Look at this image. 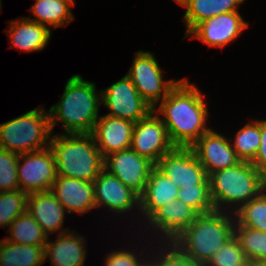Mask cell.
Listing matches in <instances>:
<instances>
[{
    "label": "cell",
    "mask_w": 266,
    "mask_h": 266,
    "mask_svg": "<svg viewBox=\"0 0 266 266\" xmlns=\"http://www.w3.org/2000/svg\"><path fill=\"white\" fill-rule=\"evenodd\" d=\"M246 0H186L180 6L186 8L183 22L186 35L199 23L226 12L238 11Z\"/></svg>",
    "instance_id": "obj_23"
},
{
    "label": "cell",
    "mask_w": 266,
    "mask_h": 266,
    "mask_svg": "<svg viewBox=\"0 0 266 266\" xmlns=\"http://www.w3.org/2000/svg\"><path fill=\"white\" fill-rule=\"evenodd\" d=\"M201 90L186 78L153 109L163 120L170 141L179 147H191L207 127L209 110Z\"/></svg>",
    "instance_id": "obj_1"
},
{
    "label": "cell",
    "mask_w": 266,
    "mask_h": 266,
    "mask_svg": "<svg viewBox=\"0 0 266 266\" xmlns=\"http://www.w3.org/2000/svg\"><path fill=\"white\" fill-rule=\"evenodd\" d=\"M140 266H154L151 260H145Z\"/></svg>",
    "instance_id": "obj_38"
},
{
    "label": "cell",
    "mask_w": 266,
    "mask_h": 266,
    "mask_svg": "<svg viewBox=\"0 0 266 266\" xmlns=\"http://www.w3.org/2000/svg\"><path fill=\"white\" fill-rule=\"evenodd\" d=\"M101 104L109 110L107 116L134 123L146 117L153 110L126 74L117 82L101 90Z\"/></svg>",
    "instance_id": "obj_8"
},
{
    "label": "cell",
    "mask_w": 266,
    "mask_h": 266,
    "mask_svg": "<svg viewBox=\"0 0 266 266\" xmlns=\"http://www.w3.org/2000/svg\"><path fill=\"white\" fill-rule=\"evenodd\" d=\"M135 123L112 116H99L91 135L103 158L129 149Z\"/></svg>",
    "instance_id": "obj_17"
},
{
    "label": "cell",
    "mask_w": 266,
    "mask_h": 266,
    "mask_svg": "<svg viewBox=\"0 0 266 266\" xmlns=\"http://www.w3.org/2000/svg\"><path fill=\"white\" fill-rule=\"evenodd\" d=\"M51 192L67 210V214L76 212L84 215L96 209L94 185L91 181L57 176Z\"/></svg>",
    "instance_id": "obj_18"
},
{
    "label": "cell",
    "mask_w": 266,
    "mask_h": 266,
    "mask_svg": "<svg viewBox=\"0 0 266 266\" xmlns=\"http://www.w3.org/2000/svg\"><path fill=\"white\" fill-rule=\"evenodd\" d=\"M260 134V147L251 163L259 172L264 174L266 172V119H260Z\"/></svg>",
    "instance_id": "obj_36"
},
{
    "label": "cell",
    "mask_w": 266,
    "mask_h": 266,
    "mask_svg": "<svg viewBox=\"0 0 266 266\" xmlns=\"http://www.w3.org/2000/svg\"><path fill=\"white\" fill-rule=\"evenodd\" d=\"M235 235L220 247L205 266H238L246 261Z\"/></svg>",
    "instance_id": "obj_34"
},
{
    "label": "cell",
    "mask_w": 266,
    "mask_h": 266,
    "mask_svg": "<svg viewBox=\"0 0 266 266\" xmlns=\"http://www.w3.org/2000/svg\"><path fill=\"white\" fill-rule=\"evenodd\" d=\"M156 243L159 244L158 249H155L156 246L153 243L154 251L148 256L154 266H202L182 252L172 241ZM155 250L156 254L154 253Z\"/></svg>",
    "instance_id": "obj_31"
},
{
    "label": "cell",
    "mask_w": 266,
    "mask_h": 266,
    "mask_svg": "<svg viewBox=\"0 0 266 266\" xmlns=\"http://www.w3.org/2000/svg\"><path fill=\"white\" fill-rule=\"evenodd\" d=\"M234 235L248 260L266 263V232L240 226L235 222Z\"/></svg>",
    "instance_id": "obj_27"
},
{
    "label": "cell",
    "mask_w": 266,
    "mask_h": 266,
    "mask_svg": "<svg viewBox=\"0 0 266 266\" xmlns=\"http://www.w3.org/2000/svg\"><path fill=\"white\" fill-rule=\"evenodd\" d=\"M173 1H175L176 3H178V4H182V3H184L186 0H173Z\"/></svg>",
    "instance_id": "obj_40"
},
{
    "label": "cell",
    "mask_w": 266,
    "mask_h": 266,
    "mask_svg": "<svg viewBox=\"0 0 266 266\" xmlns=\"http://www.w3.org/2000/svg\"><path fill=\"white\" fill-rule=\"evenodd\" d=\"M248 27L239 11L226 12L197 24L184 38L199 39L209 48H224Z\"/></svg>",
    "instance_id": "obj_13"
},
{
    "label": "cell",
    "mask_w": 266,
    "mask_h": 266,
    "mask_svg": "<svg viewBox=\"0 0 266 266\" xmlns=\"http://www.w3.org/2000/svg\"><path fill=\"white\" fill-rule=\"evenodd\" d=\"M264 192H266V172L263 174Z\"/></svg>",
    "instance_id": "obj_39"
},
{
    "label": "cell",
    "mask_w": 266,
    "mask_h": 266,
    "mask_svg": "<svg viewBox=\"0 0 266 266\" xmlns=\"http://www.w3.org/2000/svg\"><path fill=\"white\" fill-rule=\"evenodd\" d=\"M17 170L19 188L27 194L51 191L57 178L56 162L49 147L19 154Z\"/></svg>",
    "instance_id": "obj_9"
},
{
    "label": "cell",
    "mask_w": 266,
    "mask_h": 266,
    "mask_svg": "<svg viewBox=\"0 0 266 266\" xmlns=\"http://www.w3.org/2000/svg\"><path fill=\"white\" fill-rule=\"evenodd\" d=\"M234 215L240 226L266 232V192L245 203Z\"/></svg>",
    "instance_id": "obj_29"
},
{
    "label": "cell",
    "mask_w": 266,
    "mask_h": 266,
    "mask_svg": "<svg viewBox=\"0 0 266 266\" xmlns=\"http://www.w3.org/2000/svg\"><path fill=\"white\" fill-rule=\"evenodd\" d=\"M260 137V120L253 119L252 122H247L240 128L235 135V140L230 139V142L242 161L251 162L259 150Z\"/></svg>",
    "instance_id": "obj_28"
},
{
    "label": "cell",
    "mask_w": 266,
    "mask_h": 266,
    "mask_svg": "<svg viewBox=\"0 0 266 266\" xmlns=\"http://www.w3.org/2000/svg\"><path fill=\"white\" fill-rule=\"evenodd\" d=\"M162 72L155 55L140 50L135 53L131 67L126 73L141 97L153 109L180 81L173 79L165 81Z\"/></svg>",
    "instance_id": "obj_7"
},
{
    "label": "cell",
    "mask_w": 266,
    "mask_h": 266,
    "mask_svg": "<svg viewBox=\"0 0 266 266\" xmlns=\"http://www.w3.org/2000/svg\"><path fill=\"white\" fill-rule=\"evenodd\" d=\"M44 262V246L14 244L5 238L0 240V266H41Z\"/></svg>",
    "instance_id": "obj_25"
},
{
    "label": "cell",
    "mask_w": 266,
    "mask_h": 266,
    "mask_svg": "<svg viewBox=\"0 0 266 266\" xmlns=\"http://www.w3.org/2000/svg\"><path fill=\"white\" fill-rule=\"evenodd\" d=\"M93 185L96 208L106 207L119 216L135 208L140 210V196L107 170L100 172Z\"/></svg>",
    "instance_id": "obj_15"
},
{
    "label": "cell",
    "mask_w": 266,
    "mask_h": 266,
    "mask_svg": "<svg viewBox=\"0 0 266 266\" xmlns=\"http://www.w3.org/2000/svg\"><path fill=\"white\" fill-rule=\"evenodd\" d=\"M26 210L47 236L70 231V228L62 229L67 211L51 191L28 194Z\"/></svg>",
    "instance_id": "obj_19"
},
{
    "label": "cell",
    "mask_w": 266,
    "mask_h": 266,
    "mask_svg": "<svg viewBox=\"0 0 266 266\" xmlns=\"http://www.w3.org/2000/svg\"><path fill=\"white\" fill-rule=\"evenodd\" d=\"M6 34L10 48L21 52L42 51L49 42L52 30L45 25L31 21L26 17H20L9 21Z\"/></svg>",
    "instance_id": "obj_22"
},
{
    "label": "cell",
    "mask_w": 266,
    "mask_h": 266,
    "mask_svg": "<svg viewBox=\"0 0 266 266\" xmlns=\"http://www.w3.org/2000/svg\"><path fill=\"white\" fill-rule=\"evenodd\" d=\"M178 192L179 187L155 165L140 195L139 217L147 222L159 208L176 200Z\"/></svg>",
    "instance_id": "obj_20"
},
{
    "label": "cell",
    "mask_w": 266,
    "mask_h": 266,
    "mask_svg": "<svg viewBox=\"0 0 266 266\" xmlns=\"http://www.w3.org/2000/svg\"><path fill=\"white\" fill-rule=\"evenodd\" d=\"M52 134L49 111L39 106L0 124V148L18 155L43 150Z\"/></svg>",
    "instance_id": "obj_6"
},
{
    "label": "cell",
    "mask_w": 266,
    "mask_h": 266,
    "mask_svg": "<svg viewBox=\"0 0 266 266\" xmlns=\"http://www.w3.org/2000/svg\"><path fill=\"white\" fill-rule=\"evenodd\" d=\"M200 214L191 206L185 204L179 198L172 200L159 208L143 225L145 229L155 234L154 242L173 241L184 229H186ZM147 223V224H146ZM150 228H149V227ZM152 227V228H151ZM159 237V238H157Z\"/></svg>",
    "instance_id": "obj_14"
},
{
    "label": "cell",
    "mask_w": 266,
    "mask_h": 266,
    "mask_svg": "<svg viewBox=\"0 0 266 266\" xmlns=\"http://www.w3.org/2000/svg\"><path fill=\"white\" fill-rule=\"evenodd\" d=\"M146 249L147 248H145V250L140 251L139 254L138 253L136 254L133 251V248L131 250L126 248L125 249L121 248L116 251L113 250L112 252H110V254L108 253L106 255L104 266H140L146 259H148L147 258L149 255L148 252L153 251L152 248L151 250L148 251H146ZM144 251L147 252L146 257L143 255V253L145 254Z\"/></svg>",
    "instance_id": "obj_35"
},
{
    "label": "cell",
    "mask_w": 266,
    "mask_h": 266,
    "mask_svg": "<svg viewBox=\"0 0 266 266\" xmlns=\"http://www.w3.org/2000/svg\"><path fill=\"white\" fill-rule=\"evenodd\" d=\"M154 166L152 161L131 148L111 153L104 158V169L139 196L143 193Z\"/></svg>",
    "instance_id": "obj_12"
},
{
    "label": "cell",
    "mask_w": 266,
    "mask_h": 266,
    "mask_svg": "<svg viewBox=\"0 0 266 266\" xmlns=\"http://www.w3.org/2000/svg\"><path fill=\"white\" fill-rule=\"evenodd\" d=\"M178 198L194 208L199 214L215 211L209 185H195V187L179 189Z\"/></svg>",
    "instance_id": "obj_32"
},
{
    "label": "cell",
    "mask_w": 266,
    "mask_h": 266,
    "mask_svg": "<svg viewBox=\"0 0 266 266\" xmlns=\"http://www.w3.org/2000/svg\"><path fill=\"white\" fill-rule=\"evenodd\" d=\"M191 148L208 176L242 161L232 148L230 139L213 129L204 133Z\"/></svg>",
    "instance_id": "obj_16"
},
{
    "label": "cell",
    "mask_w": 266,
    "mask_h": 266,
    "mask_svg": "<svg viewBox=\"0 0 266 266\" xmlns=\"http://www.w3.org/2000/svg\"><path fill=\"white\" fill-rule=\"evenodd\" d=\"M27 196L22 190L0 192V228H9L26 211Z\"/></svg>",
    "instance_id": "obj_30"
},
{
    "label": "cell",
    "mask_w": 266,
    "mask_h": 266,
    "mask_svg": "<svg viewBox=\"0 0 266 266\" xmlns=\"http://www.w3.org/2000/svg\"><path fill=\"white\" fill-rule=\"evenodd\" d=\"M233 213L213 211L200 214L173 243L196 263L205 266L216 251L234 236Z\"/></svg>",
    "instance_id": "obj_3"
},
{
    "label": "cell",
    "mask_w": 266,
    "mask_h": 266,
    "mask_svg": "<svg viewBox=\"0 0 266 266\" xmlns=\"http://www.w3.org/2000/svg\"><path fill=\"white\" fill-rule=\"evenodd\" d=\"M208 179L216 211L234 214L264 191L263 173L249 161L211 173Z\"/></svg>",
    "instance_id": "obj_4"
},
{
    "label": "cell",
    "mask_w": 266,
    "mask_h": 266,
    "mask_svg": "<svg viewBox=\"0 0 266 266\" xmlns=\"http://www.w3.org/2000/svg\"><path fill=\"white\" fill-rule=\"evenodd\" d=\"M85 236L74 231L60 233L56 240L46 241L44 262L49 258L50 266H84L87 256Z\"/></svg>",
    "instance_id": "obj_21"
},
{
    "label": "cell",
    "mask_w": 266,
    "mask_h": 266,
    "mask_svg": "<svg viewBox=\"0 0 266 266\" xmlns=\"http://www.w3.org/2000/svg\"><path fill=\"white\" fill-rule=\"evenodd\" d=\"M101 91L80 74L70 77L60 100L49 108L51 130L61 122L65 134H91L99 118Z\"/></svg>",
    "instance_id": "obj_2"
},
{
    "label": "cell",
    "mask_w": 266,
    "mask_h": 266,
    "mask_svg": "<svg viewBox=\"0 0 266 266\" xmlns=\"http://www.w3.org/2000/svg\"><path fill=\"white\" fill-rule=\"evenodd\" d=\"M258 266H266V263L258 264Z\"/></svg>",
    "instance_id": "obj_42"
},
{
    "label": "cell",
    "mask_w": 266,
    "mask_h": 266,
    "mask_svg": "<svg viewBox=\"0 0 266 266\" xmlns=\"http://www.w3.org/2000/svg\"><path fill=\"white\" fill-rule=\"evenodd\" d=\"M7 232H9L10 236L5 239L14 244L44 246L49 239L27 210L13 220Z\"/></svg>",
    "instance_id": "obj_26"
},
{
    "label": "cell",
    "mask_w": 266,
    "mask_h": 266,
    "mask_svg": "<svg viewBox=\"0 0 266 266\" xmlns=\"http://www.w3.org/2000/svg\"><path fill=\"white\" fill-rule=\"evenodd\" d=\"M2 2H1V0H0V13H2Z\"/></svg>",
    "instance_id": "obj_41"
},
{
    "label": "cell",
    "mask_w": 266,
    "mask_h": 266,
    "mask_svg": "<svg viewBox=\"0 0 266 266\" xmlns=\"http://www.w3.org/2000/svg\"><path fill=\"white\" fill-rule=\"evenodd\" d=\"M156 166L179 189L195 187V185H209L208 175L191 147L175 146L160 158Z\"/></svg>",
    "instance_id": "obj_11"
},
{
    "label": "cell",
    "mask_w": 266,
    "mask_h": 266,
    "mask_svg": "<svg viewBox=\"0 0 266 266\" xmlns=\"http://www.w3.org/2000/svg\"><path fill=\"white\" fill-rule=\"evenodd\" d=\"M238 266H258V263L247 259L246 261H244L242 264Z\"/></svg>",
    "instance_id": "obj_37"
},
{
    "label": "cell",
    "mask_w": 266,
    "mask_h": 266,
    "mask_svg": "<svg viewBox=\"0 0 266 266\" xmlns=\"http://www.w3.org/2000/svg\"><path fill=\"white\" fill-rule=\"evenodd\" d=\"M17 165L18 154L0 148V192L20 190Z\"/></svg>",
    "instance_id": "obj_33"
},
{
    "label": "cell",
    "mask_w": 266,
    "mask_h": 266,
    "mask_svg": "<svg viewBox=\"0 0 266 266\" xmlns=\"http://www.w3.org/2000/svg\"><path fill=\"white\" fill-rule=\"evenodd\" d=\"M49 148L57 176L94 182L104 169V158L91 134H52Z\"/></svg>",
    "instance_id": "obj_5"
},
{
    "label": "cell",
    "mask_w": 266,
    "mask_h": 266,
    "mask_svg": "<svg viewBox=\"0 0 266 266\" xmlns=\"http://www.w3.org/2000/svg\"><path fill=\"white\" fill-rule=\"evenodd\" d=\"M75 6L74 0H35L34 5L29 9L33 13L34 18L27 19L45 25L53 30L64 27L75 20L71 7Z\"/></svg>",
    "instance_id": "obj_24"
},
{
    "label": "cell",
    "mask_w": 266,
    "mask_h": 266,
    "mask_svg": "<svg viewBox=\"0 0 266 266\" xmlns=\"http://www.w3.org/2000/svg\"><path fill=\"white\" fill-rule=\"evenodd\" d=\"M174 147L163 120L154 110L135 122L130 148L140 156L148 158L156 165Z\"/></svg>",
    "instance_id": "obj_10"
}]
</instances>
